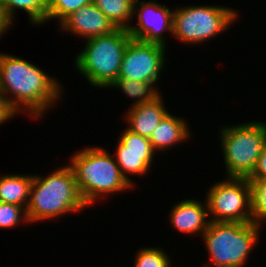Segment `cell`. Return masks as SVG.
<instances>
[{
    "instance_id": "obj_1",
    "label": "cell",
    "mask_w": 266,
    "mask_h": 267,
    "mask_svg": "<svg viewBox=\"0 0 266 267\" xmlns=\"http://www.w3.org/2000/svg\"><path fill=\"white\" fill-rule=\"evenodd\" d=\"M56 77L16 55L1 52L0 95L16 115L28 113L42 119L63 96V84Z\"/></svg>"
},
{
    "instance_id": "obj_2",
    "label": "cell",
    "mask_w": 266,
    "mask_h": 267,
    "mask_svg": "<svg viewBox=\"0 0 266 267\" xmlns=\"http://www.w3.org/2000/svg\"><path fill=\"white\" fill-rule=\"evenodd\" d=\"M71 153L69 166L73 170L76 185L83 202L89 206L104 197L127 191L134 187L121 174L111 152L101 146H86ZM100 198V199H99Z\"/></svg>"
},
{
    "instance_id": "obj_3",
    "label": "cell",
    "mask_w": 266,
    "mask_h": 267,
    "mask_svg": "<svg viewBox=\"0 0 266 267\" xmlns=\"http://www.w3.org/2000/svg\"><path fill=\"white\" fill-rule=\"evenodd\" d=\"M85 209L87 205L80 196L73 170L68 163L46 176L33 175L26 207L29 224L58 220L68 213L74 214Z\"/></svg>"
},
{
    "instance_id": "obj_4",
    "label": "cell",
    "mask_w": 266,
    "mask_h": 267,
    "mask_svg": "<svg viewBox=\"0 0 266 267\" xmlns=\"http://www.w3.org/2000/svg\"><path fill=\"white\" fill-rule=\"evenodd\" d=\"M130 39L127 29L117 28L111 34L84 40V47L74 57V68L89 86L107 90L118 79L125 47Z\"/></svg>"
},
{
    "instance_id": "obj_5",
    "label": "cell",
    "mask_w": 266,
    "mask_h": 267,
    "mask_svg": "<svg viewBox=\"0 0 266 267\" xmlns=\"http://www.w3.org/2000/svg\"><path fill=\"white\" fill-rule=\"evenodd\" d=\"M261 227L263 228L253 222L211 221L207 230L200 236L210 265L206 263L200 266L245 267L251 251L253 252L259 243Z\"/></svg>"
},
{
    "instance_id": "obj_6",
    "label": "cell",
    "mask_w": 266,
    "mask_h": 267,
    "mask_svg": "<svg viewBox=\"0 0 266 267\" xmlns=\"http://www.w3.org/2000/svg\"><path fill=\"white\" fill-rule=\"evenodd\" d=\"M218 134L226 177L247 178L266 146V123L249 120L222 125Z\"/></svg>"
},
{
    "instance_id": "obj_7",
    "label": "cell",
    "mask_w": 266,
    "mask_h": 267,
    "mask_svg": "<svg viewBox=\"0 0 266 267\" xmlns=\"http://www.w3.org/2000/svg\"><path fill=\"white\" fill-rule=\"evenodd\" d=\"M173 37L180 43L203 45L228 31L239 19L234 8L219 5H187L173 8Z\"/></svg>"
},
{
    "instance_id": "obj_8",
    "label": "cell",
    "mask_w": 266,
    "mask_h": 267,
    "mask_svg": "<svg viewBox=\"0 0 266 267\" xmlns=\"http://www.w3.org/2000/svg\"><path fill=\"white\" fill-rule=\"evenodd\" d=\"M226 178V179H224ZM209 186L208 212L215 222H252L250 184L247 178L224 177Z\"/></svg>"
},
{
    "instance_id": "obj_9",
    "label": "cell",
    "mask_w": 266,
    "mask_h": 267,
    "mask_svg": "<svg viewBox=\"0 0 266 267\" xmlns=\"http://www.w3.org/2000/svg\"><path fill=\"white\" fill-rule=\"evenodd\" d=\"M165 46L130 39L125 47L118 79L137 80L158 85L167 58Z\"/></svg>"
},
{
    "instance_id": "obj_10",
    "label": "cell",
    "mask_w": 266,
    "mask_h": 267,
    "mask_svg": "<svg viewBox=\"0 0 266 267\" xmlns=\"http://www.w3.org/2000/svg\"><path fill=\"white\" fill-rule=\"evenodd\" d=\"M173 12L174 9L155 0H135L132 23L135 18L137 22L135 25L131 23L127 29L131 39L167 47L166 34L173 35Z\"/></svg>"
},
{
    "instance_id": "obj_11",
    "label": "cell",
    "mask_w": 266,
    "mask_h": 267,
    "mask_svg": "<svg viewBox=\"0 0 266 267\" xmlns=\"http://www.w3.org/2000/svg\"><path fill=\"white\" fill-rule=\"evenodd\" d=\"M121 131L123 132L118 137L116 151L113 155L121 174L134 187L136 184L128 175L147 176L157 153L152 148L149 138L132 133L126 127Z\"/></svg>"
},
{
    "instance_id": "obj_12",
    "label": "cell",
    "mask_w": 266,
    "mask_h": 267,
    "mask_svg": "<svg viewBox=\"0 0 266 267\" xmlns=\"http://www.w3.org/2000/svg\"><path fill=\"white\" fill-rule=\"evenodd\" d=\"M60 28V29H59ZM61 33H68L86 40L111 34L117 28L92 2L68 15L58 26Z\"/></svg>"
},
{
    "instance_id": "obj_13",
    "label": "cell",
    "mask_w": 266,
    "mask_h": 267,
    "mask_svg": "<svg viewBox=\"0 0 266 267\" xmlns=\"http://www.w3.org/2000/svg\"><path fill=\"white\" fill-rule=\"evenodd\" d=\"M204 202L188 198L173 203L168 216L171 227L180 234L202 236L211 222L206 199Z\"/></svg>"
},
{
    "instance_id": "obj_14",
    "label": "cell",
    "mask_w": 266,
    "mask_h": 267,
    "mask_svg": "<svg viewBox=\"0 0 266 267\" xmlns=\"http://www.w3.org/2000/svg\"><path fill=\"white\" fill-rule=\"evenodd\" d=\"M162 93L151 102L129 107L125 110L126 128L132 133L149 138L154 128L168 113Z\"/></svg>"
},
{
    "instance_id": "obj_15",
    "label": "cell",
    "mask_w": 266,
    "mask_h": 267,
    "mask_svg": "<svg viewBox=\"0 0 266 267\" xmlns=\"http://www.w3.org/2000/svg\"><path fill=\"white\" fill-rule=\"evenodd\" d=\"M176 116L169 111L152 131L149 141L156 153L172 150L177 144L192 139L188 121Z\"/></svg>"
},
{
    "instance_id": "obj_16",
    "label": "cell",
    "mask_w": 266,
    "mask_h": 267,
    "mask_svg": "<svg viewBox=\"0 0 266 267\" xmlns=\"http://www.w3.org/2000/svg\"><path fill=\"white\" fill-rule=\"evenodd\" d=\"M33 174L0 175V202L15 204L26 209L29 202Z\"/></svg>"
},
{
    "instance_id": "obj_17",
    "label": "cell",
    "mask_w": 266,
    "mask_h": 267,
    "mask_svg": "<svg viewBox=\"0 0 266 267\" xmlns=\"http://www.w3.org/2000/svg\"><path fill=\"white\" fill-rule=\"evenodd\" d=\"M1 8L12 24L16 22L15 15L19 10L28 14L32 26H41L47 22V0H2Z\"/></svg>"
},
{
    "instance_id": "obj_18",
    "label": "cell",
    "mask_w": 266,
    "mask_h": 267,
    "mask_svg": "<svg viewBox=\"0 0 266 267\" xmlns=\"http://www.w3.org/2000/svg\"><path fill=\"white\" fill-rule=\"evenodd\" d=\"M109 88L121 90L126 98L134 100L129 107L151 102L161 94L159 87L154 83L137 80L116 79Z\"/></svg>"
},
{
    "instance_id": "obj_19",
    "label": "cell",
    "mask_w": 266,
    "mask_h": 267,
    "mask_svg": "<svg viewBox=\"0 0 266 267\" xmlns=\"http://www.w3.org/2000/svg\"><path fill=\"white\" fill-rule=\"evenodd\" d=\"M135 0H92L116 28L128 29L133 20Z\"/></svg>"
},
{
    "instance_id": "obj_20",
    "label": "cell",
    "mask_w": 266,
    "mask_h": 267,
    "mask_svg": "<svg viewBox=\"0 0 266 267\" xmlns=\"http://www.w3.org/2000/svg\"><path fill=\"white\" fill-rule=\"evenodd\" d=\"M248 180L252 222L262 226L266 222V178Z\"/></svg>"
},
{
    "instance_id": "obj_21",
    "label": "cell",
    "mask_w": 266,
    "mask_h": 267,
    "mask_svg": "<svg viewBox=\"0 0 266 267\" xmlns=\"http://www.w3.org/2000/svg\"><path fill=\"white\" fill-rule=\"evenodd\" d=\"M162 249L156 246L141 247L134 256L133 267H172L170 255Z\"/></svg>"
},
{
    "instance_id": "obj_22",
    "label": "cell",
    "mask_w": 266,
    "mask_h": 267,
    "mask_svg": "<svg viewBox=\"0 0 266 267\" xmlns=\"http://www.w3.org/2000/svg\"><path fill=\"white\" fill-rule=\"evenodd\" d=\"M92 0H47V21L57 20V26L72 12L88 5Z\"/></svg>"
},
{
    "instance_id": "obj_23",
    "label": "cell",
    "mask_w": 266,
    "mask_h": 267,
    "mask_svg": "<svg viewBox=\"0 0 266 267\" xmlns=\"http://www.w3.org/2000/svg\"><path fill=\"white\" fill-rule=\"evenodd\" d=\"M22 223L29 224L24 207L0 202V229L13 230Z\"/></svg>"
},
{
    "instance_id": "obj_24",
    "label": "cell",
    "mask_w": 266,
    "mask_h": 267,
    "mask_svg": "<svg viewBox=\"0 0 266 267\" xmlns=\"http://www.w3.org/2000/svg\"><path fill=\"white\" fill-rule=\"evenodd\" d=\"M266 178V146L261 152L259 158L256 161V165L252 173L247 177V179H260Z\"/></svg>"
},
{
    "instance_id": "obj_25",
    "label": "cell",
    "mask_w": 266,
    "mask_h": 267,
    "mask_svg": "<svg viewBox=\"0 0 266 267\" xmlns=\"http://www.w3.org/2000/svg\"><path fill=\"white\" fill-rule=\"evenodd\" d=\"M16 115L6 106L4 99L0 95V125L14 119Z\"/></svg>"
},
{
    "instance_id": "obj_26",
    "label": "cell",
    "mask_w": 266,
    "mask_h": 267,
    "mask_svg": "<svg viewBox=\"0 0 266 267\" xmlns=\"http://www.w3.org/2000/svg\"><path fill=\"white\" fill-rule=\"evenodd\" d=\"M12 24L4 14L3 9L0 7V39L5 33L7 34L10 28H13Z\"/></svg>"
}]
</instances>
